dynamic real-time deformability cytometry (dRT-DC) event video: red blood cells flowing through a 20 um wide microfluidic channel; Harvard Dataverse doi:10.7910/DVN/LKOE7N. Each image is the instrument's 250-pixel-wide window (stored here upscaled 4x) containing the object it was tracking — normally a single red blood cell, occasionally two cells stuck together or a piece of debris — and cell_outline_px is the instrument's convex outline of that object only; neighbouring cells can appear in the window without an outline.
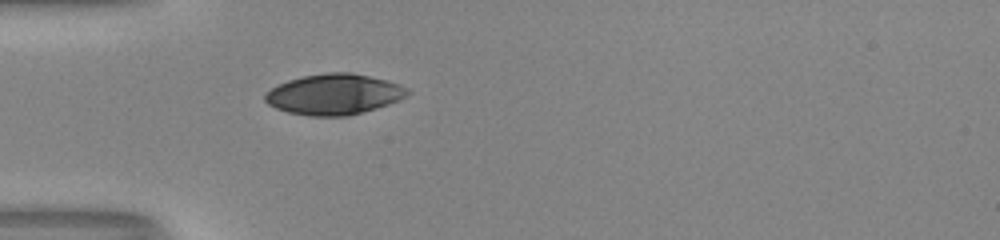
{"species": "human", "species_latin": "Homo sapiens", "temperature_condition": "room temperature", "stored_images_in_passage": 37, "camera_frame_rate_fps": 3000, "um_per_image_px": 0.085, "donor": {"sex": "male"}, "frame": {"image": 1, "passage_image": 1, "time_ms": 0.0, "image_size_px": [1000, 240], "cell_outline_px": [[412, 92], [400, 100], [376, 108], [348, 116], [308, 116], [288, 112], [276, 108], [268, 104], [264, 100], [264, 96], [272, 88], [288, 80], [304, 76], [328, 72], [352, 72], [400, 84], [408, 88]], "centroid_in_image_um": [28.42, 8.02], "position_along_channel_um": 56.6, "area_um2": 33.64}}
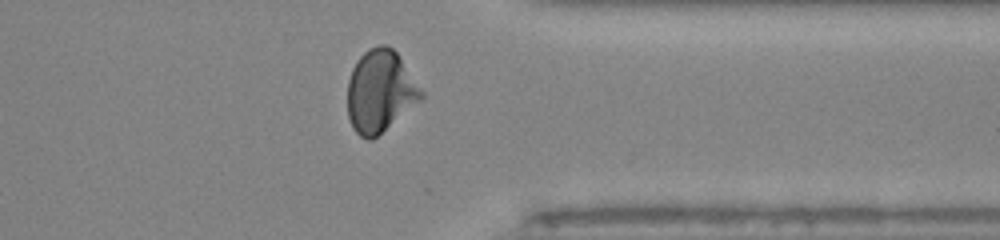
{"frame": {"image": 2, "passage_image": 26, "time_ms": 8.333, "image_size_px": [1000, 240], "cell_outline_px": [[424, 96], [420, 100], [372, 140], [368, 140], [360, 136], [352, 128], [348, 116], [348, 80], [352, 68], [356, 60], [368, 48], [380, 44], [384, 44], [392, 48], [396, 52], [424, 92]], "centroid_in_image_um": [32.29, 7.74], "position_along_channel_um": 379.1, "area_um2": 35.03}}
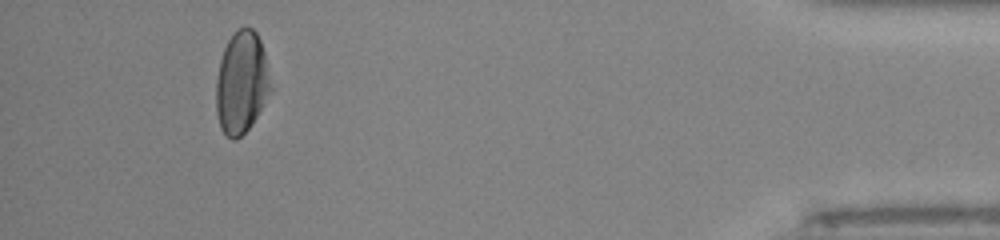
{"frame": {"image": 3, "passage_image": 33, "time_ms": 10.667, "image_size_px": [1000, 240], "cell_outline_px": [[276, 88], [252, 124], [236, 140], [232, 140], [220, 128], [216, 112], [216, 80], [220, 60], [224, 48], [232, 32], [236, 28], [252, 28], [256, 32], [260, 40]], "centroid_in_image_um": [20.59, 7.02], "position_along_channel_um": 414.6, "area_um2": 33.47}, "authors_computed_cell_mechanics": {"area_um2": 33.9286, "velocity_mm_per_s": 4.0182, "shape_relaxation_time_tau1_ms": 3.0928, "shape_relaxation_time_tau2_ms": null, "deformation_change_tau1": 0.1755, "deformation_change_tau2": null}}